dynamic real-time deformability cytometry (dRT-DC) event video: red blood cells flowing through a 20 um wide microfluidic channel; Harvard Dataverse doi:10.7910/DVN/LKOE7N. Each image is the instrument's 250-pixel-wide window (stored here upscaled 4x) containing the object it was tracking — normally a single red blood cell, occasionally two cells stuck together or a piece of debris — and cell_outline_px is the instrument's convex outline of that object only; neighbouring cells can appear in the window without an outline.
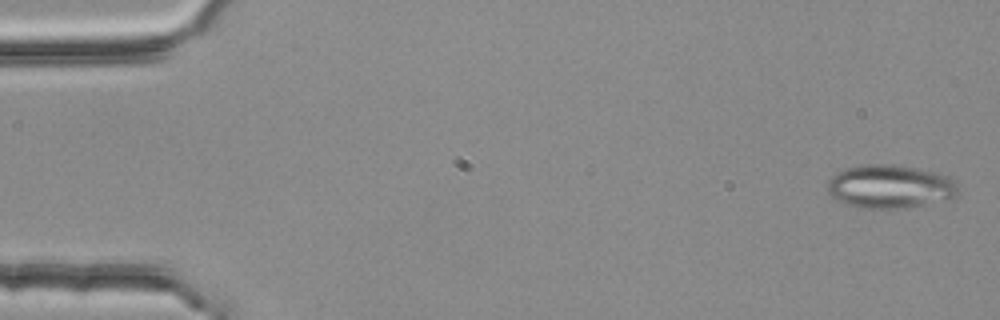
{"species": "common noctule bat (a hibernating species)", "species_latin": "Nyctalus noctula", "temperature_condition": "room temperature", "stored_images_in_passage": 3, "camera_frame_rate_fps": 3000, "um_per_image_px": 0.085, "animal": {"sex": "female", "body_mass_g": 25.1}, "frame": {"image": 1, "passage_image": 1, "time_ms": 0.0, "image_size_px": [1000, 320], "cell_outline_px": [[960, 192], [956, 196], [904, 208], [860, 208], [844, 204], [836, 200], [828, 192], [828, 180], [836, 172], [848, 168], [868, 164], [892, 164], [916, 168], [936, 172], [952, 180], [956, 184]], "centroid_in_image_um": [75.6, 15.85], "position_along_channel_um": 9.4, "area_um2": 32.71}}